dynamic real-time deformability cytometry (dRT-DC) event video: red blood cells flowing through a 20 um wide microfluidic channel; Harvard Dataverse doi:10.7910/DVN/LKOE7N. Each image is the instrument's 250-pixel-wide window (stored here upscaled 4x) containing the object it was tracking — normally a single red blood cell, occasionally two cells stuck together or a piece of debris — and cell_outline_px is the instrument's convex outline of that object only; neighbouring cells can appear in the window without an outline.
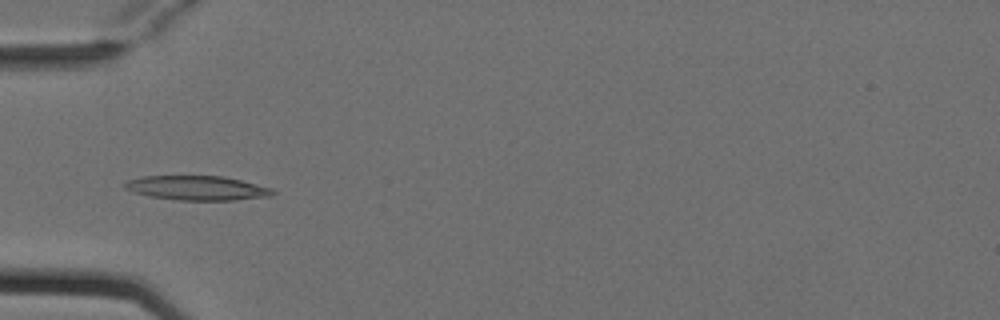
{"species": "Egyptian fruit bat (a non-hibernating species)", "species_latin": "Rousettus aegyptiacus", "temperature_condition": "cold", "stored_images_in_passage": 3, "camera_frame_rate_fps": 3000, "um_per_image_px": 0.085, "animal": {"sex": "female"}, "frame": {"image": 1, "passage_image": 3, "time_ms": 0.667, "image_size_px": [1000, 320], "cell_outline_px": [[276, 192], [272, 196], [236, 200], [180, 200], [148, 196], [124, 188], [120, 184], [128, 180], [140, 176], [224, 176], [272, 188]], "centroid_in_image_um": [16.74, 15.98], "position_along_channel_um": 68.3, "area_um2": 21.1}}